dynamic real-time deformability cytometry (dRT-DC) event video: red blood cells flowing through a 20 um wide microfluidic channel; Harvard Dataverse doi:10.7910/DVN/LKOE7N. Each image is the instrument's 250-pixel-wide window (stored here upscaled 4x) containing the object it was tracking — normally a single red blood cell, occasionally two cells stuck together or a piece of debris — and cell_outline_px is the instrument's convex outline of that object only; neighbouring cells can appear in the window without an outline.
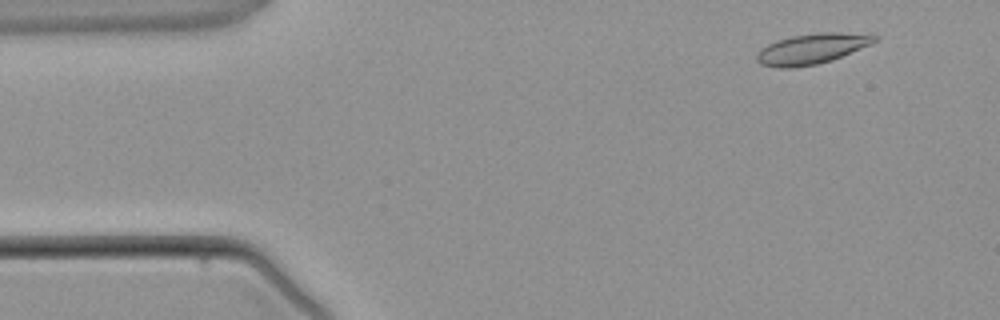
{"species": "common noctule bat (a hibernating species)", "species_latin": "Nyctalus noctula", "temperature_condition": "warm", "stored_images_in_passage": 4, "camera_frame_rate_fps": 3000, "um_per_image_px": 0.085, "animal": {"sex": "male", "body_mass_g": 21.5, "forearm_length_mm": 52.0}, "frame": {"image": 1, "passage_image": 1, "time_ms": 0.0, "image_size_px": [1000, 320], "cell_outline_px": [[880, 36], [876, 40], [868, 44], [832, 60], [816, 64], [792, 68], [780, 68], [760, 64], [756, 60], [756, 52], [760, 48], [776, 40], [792, 36], [820, 32], [840, 32]], "centroid_in_image_um": [68.91, 4.15], "position_along_channel_um": 16.1, "area_um2": 20.63}}
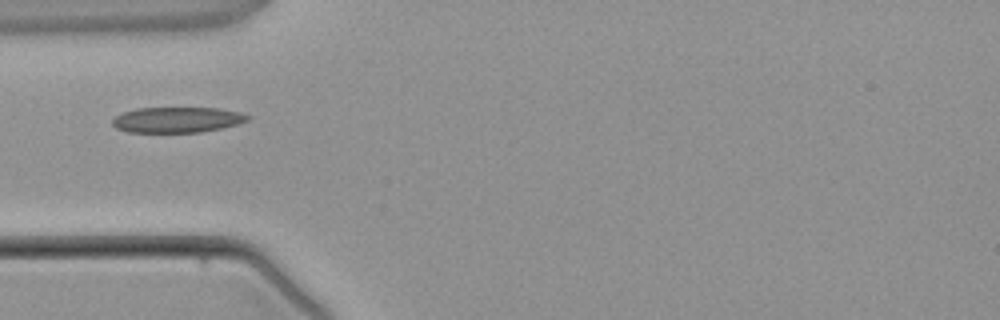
{"frame": {"image": 2, "passage_image": 3, "time_ms": 3.0, "image_size_px": [1000, 320], "cell_outline_px": [[252, 116], [248, 120], [236, 124], [220, 128], [200, 132], [128, 132], [116, 128], [112, 124], [112, 120], [116, 116], [124, 112], [136, 108], [220, 108], [240, 112]], "centroid_in_image_um": [15.06, 10.17], "position_along_channel_um": 69.9, "area_um2": 20.06}}
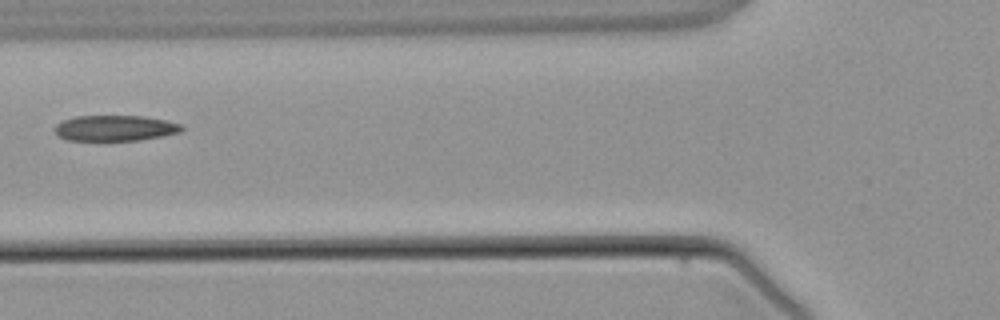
{"frame": {"image": 3, "passage_image": 4, "time_ms": 4.0, "image_size_px": [1000, 320], "cell_outline_px": [[184, 128], [180, 132], [164, 136], [140, 140], [68, 140], [60, 136], [52, 128], [56, 124], [64, 120], [76, 116], [144, 116], [164, 120], [180, 124]], "centroid_in_image_um": [9.78, 10.89], "position_along_channel_um": 116.0, "area_um2": 18.9}}